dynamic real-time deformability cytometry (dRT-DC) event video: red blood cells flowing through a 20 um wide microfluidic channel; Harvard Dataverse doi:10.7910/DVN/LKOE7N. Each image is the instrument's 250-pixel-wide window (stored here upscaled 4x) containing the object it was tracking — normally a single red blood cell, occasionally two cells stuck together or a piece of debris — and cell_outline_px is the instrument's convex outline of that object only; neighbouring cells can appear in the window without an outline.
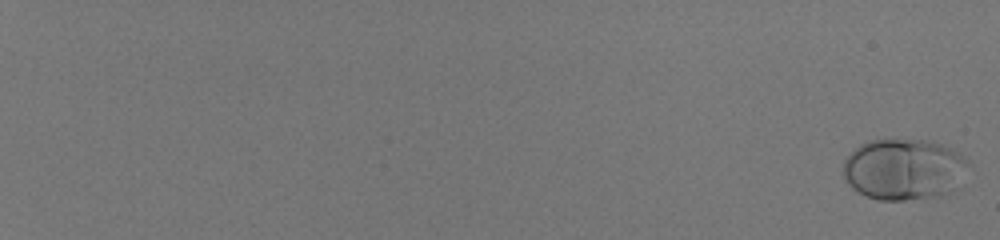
{"species": "human", "species_latin": "Homo sapiens", "temperature_condition": "room temperature", "stored_images_in_passage": 59, "camera_frame_rate_fps": 3000, "um_per_image_px": 0.085, "donor": {"sex": "male"}, "frame": {"image": 1, "passage_image": 1, "time_ms": 0.0, "image_size_px": [1000, 240], "cell_outline_px": [[968, 164], [944, 192], [932, 196], [904, 200], [880, 200], [868, 196], [852, 188], [844, 176], [844, 160], [860, 144], [868, 140], [924, 140], [940, 144], [952, 148], [960, 152], [968, 160]], "centroid_in_image_um": [76.73, 14.35], "position_along_channel_um": 8.3, "area_um2": 43.12}}
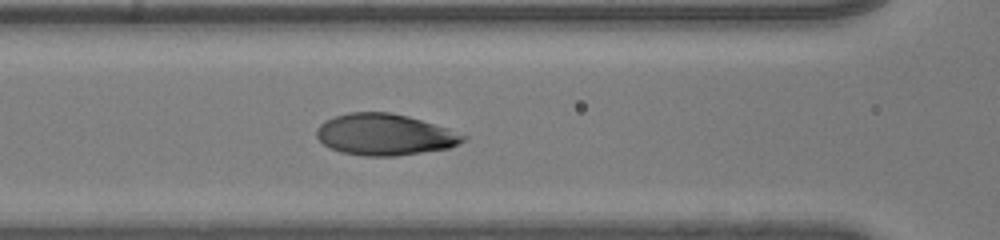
{"frame": {"image": 2, "passage_image": 33, "time_ms": 10.667, "image_size_px": [1000, 240], "cell_outline_px": [[468, 136], [464, 140], [448, 148], [396, 156], [364, 156], [340, 152], [324, 144], [316, 136], [316, 128], [324, 120], [348, 112], [392, 112], [408, 116], [448, 128]], "centroid_in_image_um": [32.68, 11.43], "position_along_channel_um": 133.9, "area_um2": 35.32}}
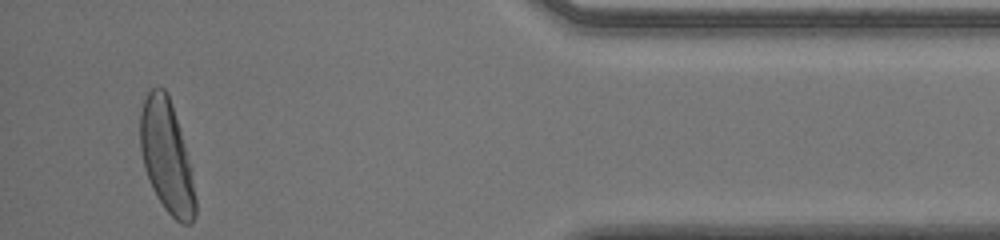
{"frame": {"image": 3, "passage_image": 57, "time_ms": 18.667, "image_size_px": [1000, 240], "cell_outline_px": [[196, 216], [192, 224], [184, 224], [176, 220], [164, 208], [156, 196], [152, 188], [144, 168], [140, 148], [140, 112], [144, 100], [148, 92], [152, 88], [164, 88], [168, 92], [180, 132], [188, 164], [196, 200]], "centroid_in_image_um": [14.13, 13.33], "position_along_channel_um": 421.1, "area_um2": 35.32}, "authors_computed_cell_mechanics": {"area_um2": 36.125, "velocity_mm_per_s": 4.0142, "shape_relaxation_time_tau1_ms": 3.7282, "shape_relaxation_time_tau2_ms": null, "deformation_change_tau1": 0.1734, "deformation_change_tau2": null}}